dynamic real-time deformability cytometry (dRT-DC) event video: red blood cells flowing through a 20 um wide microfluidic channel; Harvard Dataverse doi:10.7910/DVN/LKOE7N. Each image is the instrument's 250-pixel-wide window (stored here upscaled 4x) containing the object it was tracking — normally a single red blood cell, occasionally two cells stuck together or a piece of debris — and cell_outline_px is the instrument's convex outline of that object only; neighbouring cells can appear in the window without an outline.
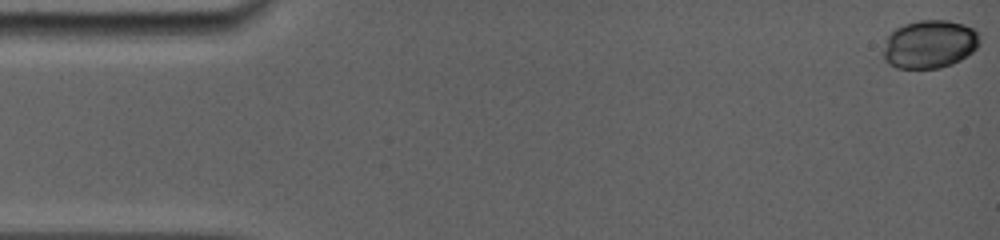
{"species": "common noctule bat (a hibernating species)", "species_latin": "Nyctalus noctula", "temperature_condition": "room temperature", "stored_images_in_passage": 18, "camera_frame_rate_fps": 5000, "um_per_image_px": 0.085, "animal": {"sex": "female", "body_mass_g": 19.0, "forearm_length_mm": 56.7}, "frame": {"image": 1, "passage_image": 1, "time_ms": 0.0, "image_size_px": [1000, 240], "cell_outline_px": [[980, 44], [972, 52], [960, 60], [952, 64], [940, 68], [896, 68], [888, 64], [884, 60], [884, 48], [888, 36], [896, 28], [904, 24], [920, 20], [948, 20], [964, 24], [972, 28], [976, 32], [980, 40]], "centroid_in_image_um": [79.02, 3.76], "position_along_channel_um": 6.0, "area_um2": 27.05}}